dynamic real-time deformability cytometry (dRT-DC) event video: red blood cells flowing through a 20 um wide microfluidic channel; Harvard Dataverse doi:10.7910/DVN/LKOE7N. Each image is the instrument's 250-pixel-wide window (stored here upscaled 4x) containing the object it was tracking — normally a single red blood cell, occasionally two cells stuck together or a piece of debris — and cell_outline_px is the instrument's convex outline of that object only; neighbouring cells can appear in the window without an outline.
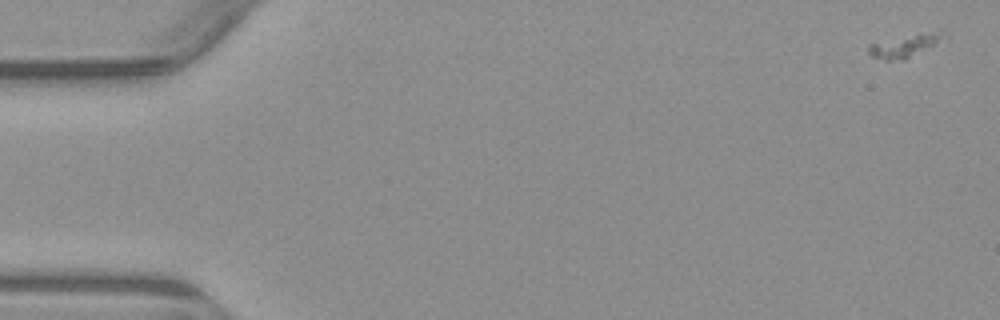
{"species": "common noctule bat (a hibernating species)", "species_latin": "Nyctalus noctula", "temperature_condition": "warm", "stored_images_in_passage": 4, "camera_frame_rate_fps": 3000, "um_per_image_px": 0.085, "animal": {"sex": "male", "body_mass_g": 23.1, "forearm_length_mm": 52.7}, "frame": {"image": 1, "passage_image": 1, "time_ms": 0.0, "image_size_px": [1000, 320], "cell_outline_px": [[948, 40], [904, 60], [888, 60], [872, 56], [868, 52], [868, 44], [940, 28], [948, 32]], "centroid_in_image_um": [77.14, 3.83], "position_along_channel_um": 7.9, "area_um2": 10.64}}
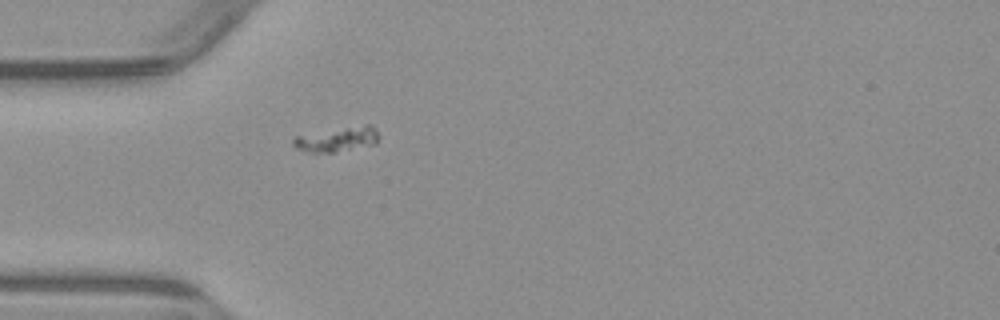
{"frame": {"image": 2, "passage_image": 4, "time_ms": 5.0, "image_size_px": [1000, 320], "cell_outline_px": [[380, 136], [376, 144], [332, 152], [308, 152], [296, 148], [292, 144], [292, 140], [296, 136], [364, 124], [372, 124], [376, 128]], "centroid_in_image_um": [28.72, 11.83], "position_along_channel_um": 56.3, "area_um2": 12.2}}